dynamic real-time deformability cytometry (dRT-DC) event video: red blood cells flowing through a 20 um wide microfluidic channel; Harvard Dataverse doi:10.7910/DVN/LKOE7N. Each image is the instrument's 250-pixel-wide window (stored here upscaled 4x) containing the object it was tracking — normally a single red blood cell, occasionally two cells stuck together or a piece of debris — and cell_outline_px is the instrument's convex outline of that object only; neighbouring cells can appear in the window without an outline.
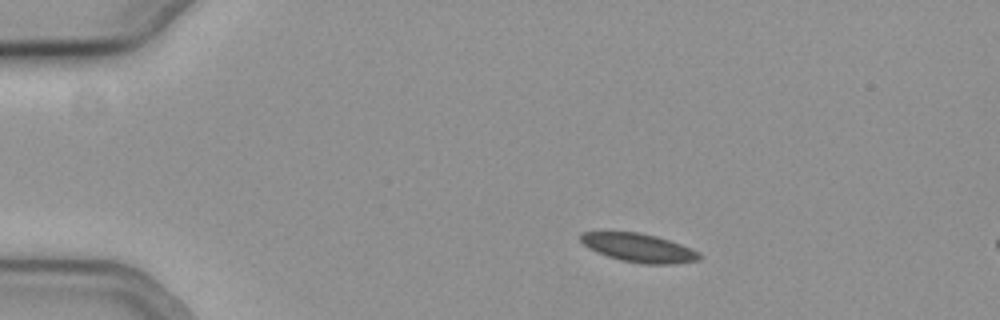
{"species": "common noctule bat (a hibernating species)", "species_latin": "Nyctalus noctula", "temperature_condition": "cold", "stored_images_in_passage": 9, "camera_frame_rate_fps": 3000, "um_per_image_px": 0.085, "animal": {"sex": "female", "body_mass_g": 19.3, "forearm_length_mm": 54.1}, "frame": {"image": 1, "passage_image": 3, "time_ms": 0.667, "image_size_px": [1000, 320], "cell_outline_px": [[700, 260], [672, 264], [644, 264], [620, 260], [596, 252], [588, 248], [580, 240], [580, 232], [640, 232], [656, 236], [680, 244], [700, 252]], "centroid_in_image_um": [54.28, 21.06], "position_along_channel_um": 30.7, "area_um2": 19.71}}